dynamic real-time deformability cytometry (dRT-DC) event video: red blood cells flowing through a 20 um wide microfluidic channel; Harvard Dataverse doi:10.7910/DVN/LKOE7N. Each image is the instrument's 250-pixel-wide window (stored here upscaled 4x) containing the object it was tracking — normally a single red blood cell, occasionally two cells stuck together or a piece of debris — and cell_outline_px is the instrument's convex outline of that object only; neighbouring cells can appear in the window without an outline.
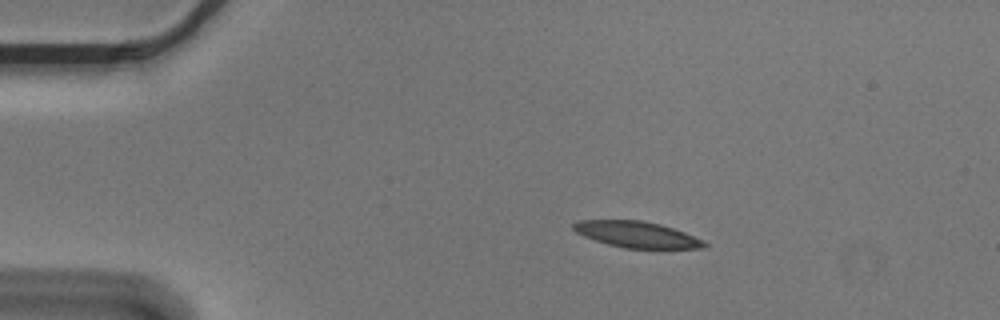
{"species": "Egyptian fruit bat (a non-hibernating species)", "species_latin": "Rousettus aegyptiacus", "temperature_condition": "cold", "stored_images_in_passage": 6, "camera_frame_rate_fps": 3000, "um_per_image_px": 0.085, "animal": {"sex": "male"}, "frame": {"image": 1, "passage_image": 3, "time_ms": 0.667, "image_size_px": [1000, 320], "cell_outline_px": [[708, 244], [704, 248], [624, 248], [608, 244], [584, 236], [576, 232], [572, 228], [572, 224], [580, 220], [640, 220], [660, 224], [684, 232], [704, 240]], "centroid_in_image_um": [54.13, 19.93], "position_along_channel_um": 30.9, "area_um2": 19.77}}
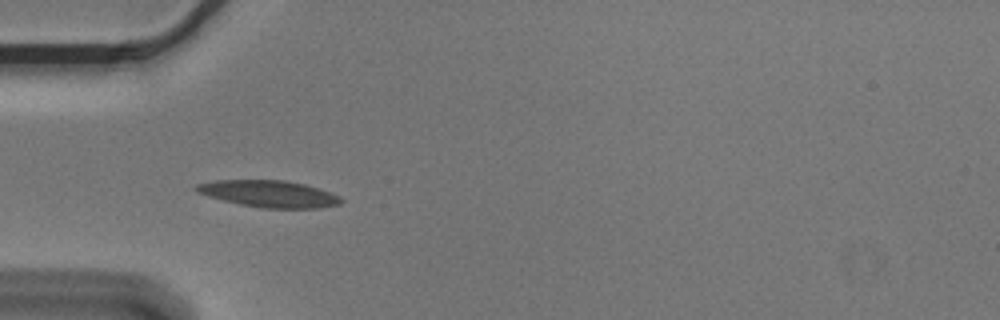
{"frame": {"image": 2, "passage_image": 5, "time_ms": 1.333, "image_size_px": [1000, 320], "cell_outline_px": [[344, 200], [340, 204], [320, 208], [260, 208], [240, 204], [208, 196], [196, 192], [192, 188], [196, 184], [216, 180], [284, 180], [304, 184], [340, 196]], "centroid_in_image_um": [22.84, 16.47], "position_along_channel_um": 62.2, "area_um2": 22.54}}
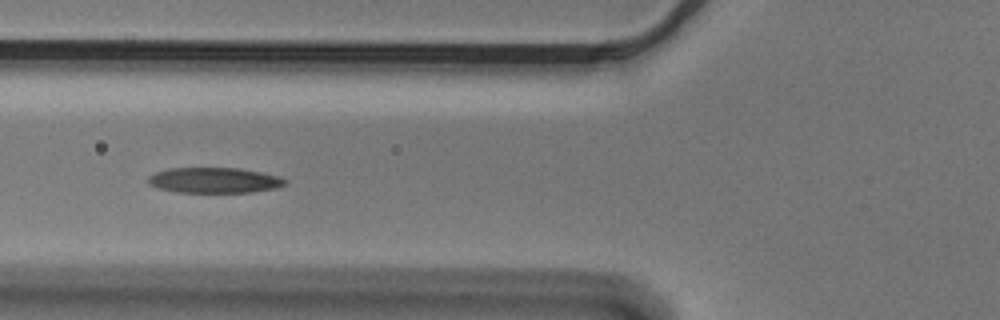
{"frame": {"image": 3, "passage_image": 6, "time_ms": 1.667, "image_size_px": [1000, 320], "cell_outline_px": [[288, 180], [284, 184], [276, 188], [252, 192], [176, 192], [156, 188], [148, 184], [148, 176], [156, 172], [168, 168], [240, 168], [280, 176]], "centroid_in_image_um": [18.19, 15.32], "position_along_channel_um": 107.6, "area_um2": 20.4}}